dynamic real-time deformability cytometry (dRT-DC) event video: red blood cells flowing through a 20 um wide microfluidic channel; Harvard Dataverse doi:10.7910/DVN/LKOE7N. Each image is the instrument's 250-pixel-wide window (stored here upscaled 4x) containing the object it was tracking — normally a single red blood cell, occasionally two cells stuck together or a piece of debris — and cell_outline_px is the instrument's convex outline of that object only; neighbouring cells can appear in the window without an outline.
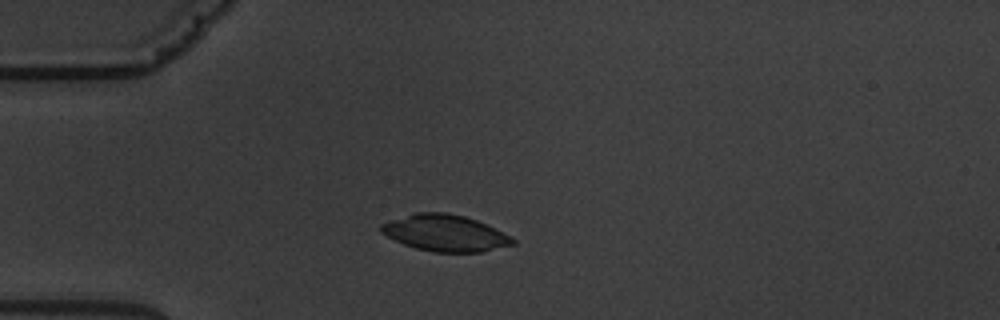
{"species": "common noctule bat (a hibernating species)", "species_latin": "Nyctalus noctula", "temperature_condition": "warm", "stored_images_in_passage": 3, "camera_frame_rate_fps": 3000, "um_per_image_px": 0.085, "animal": {"sex": "male", "body_mass_g": 19.5, "forearm_length_mm": 54.6}, "frame": {"image": 1, "passage_image": 1, "time_ms": 0.0, "image_size_px": [1000, 320], "cell_outline_px": [[516, 244], [484, 252], [436, 252], [416, 248], [404, 244], [380, 232], [380, 224], [416, 212], [444, 212], [464, 216], [476, 220], [512, 236], [516, 240]], "centroid_in_image_um": [37.88, 19.81], "position_along_channel_um": 47.1, "area_um2": 27.86}}